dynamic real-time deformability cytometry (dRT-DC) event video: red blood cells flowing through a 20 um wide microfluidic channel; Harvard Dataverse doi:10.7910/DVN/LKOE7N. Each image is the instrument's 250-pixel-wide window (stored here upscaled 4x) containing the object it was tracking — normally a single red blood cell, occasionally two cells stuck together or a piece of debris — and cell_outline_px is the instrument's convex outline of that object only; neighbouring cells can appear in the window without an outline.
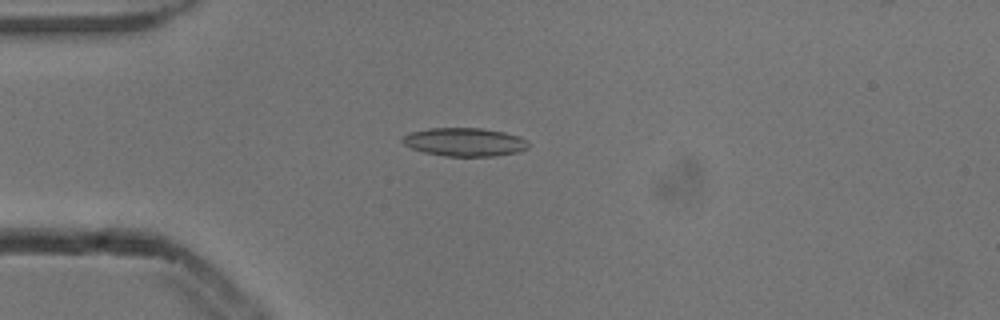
{"species": "common noctule bat (a hibernating species)", "species_latin": "Nyctalus noctula", "temperature_condition": "cold", "stored_images_in_passage": 4, "camera_frame_rate_fps": 3000, "um_per_image_px": 0.085, "animal": {"sex": "male", "body_mass_g": 13.3}, "frame": {"image": 1, "passage_image": 4, "time_ms": 1.0, "image_size_px": [1000, 320], "cell_outline_px": [[528, 148], [520, 152], [496, 156], [444, 156], [424, 152], [412, 148], [404, 144], [400, 140], [404, 136], [412, 132], [428, 128], [480, 128], [504, 132], [528, 140]], "centroid_in_image_um": [39.51, 12.08], "position_along_channel_um": 45.5, "area_um2": 20.81}}